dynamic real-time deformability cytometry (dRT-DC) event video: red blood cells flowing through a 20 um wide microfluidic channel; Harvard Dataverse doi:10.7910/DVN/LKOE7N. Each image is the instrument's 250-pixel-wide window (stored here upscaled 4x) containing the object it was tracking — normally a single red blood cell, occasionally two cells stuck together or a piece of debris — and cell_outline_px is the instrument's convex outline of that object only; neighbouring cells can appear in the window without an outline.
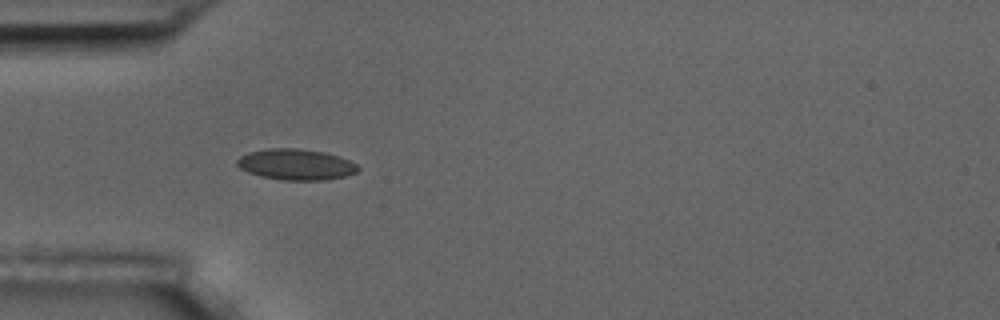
{"species": "common noctule bat (a hibernating species)", "species_latin": "Nyctalus noctula", "temperature_condition": "room temperature", "stored_images_in_passage": 5, "camera_frame_rate_fps": 3000, "um_per_image_px": 0.085, "animal": {"sex": "male", "body_mass_g": 17.5, "forearm_length_mm": 52.3}, "frame": {"image": 1, "passage_image": 5, "time_ms": 5.0, "image_size_px": [1000, 320], "cell_outline_px": [[360, 168], [356, 172], [344, 176], [324, 180], [284, 180], [260, 176], [248, 172], [240, 168], [236, 164], [236, 160], [240, 156], [248, 152], [268, 148], [296, 148], [324, 152], [340, 156], [356, 164]], "centroid_in_image_um": [25.13, 13.97], "position_along_channel_um": 59.9, "area_um2": 21.79}}